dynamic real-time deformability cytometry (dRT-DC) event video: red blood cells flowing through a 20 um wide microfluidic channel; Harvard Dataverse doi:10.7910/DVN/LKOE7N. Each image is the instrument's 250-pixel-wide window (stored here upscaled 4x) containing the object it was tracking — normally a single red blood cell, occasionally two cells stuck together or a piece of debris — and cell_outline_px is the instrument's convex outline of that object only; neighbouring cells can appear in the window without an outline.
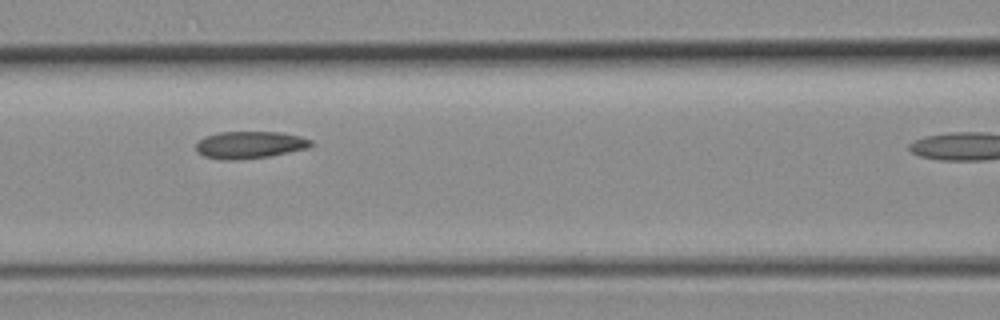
{"species": "common noctule bat (a hibernating species)", "species_latin": "Nyctalus noctula", "temperature_condition": "room temperature", "stored_images_in_passage": 12, "camera_frame_rate_fps": 3000, "um_per_image_px": 0.085, "animal": {"sex": "female", "body_mass_g": 19.3, "forearm_length_mm": 54.1}, "frame": {"image": 1, "passage_image": 9, "time_ms": 2.667, "image_size_px": [1000, 320], "cell_outline_px": [[312, 144], [308, 148], [272, 156], [236, 160], [224, 160], [204, 156], [196, 152], [196, 144], [200, 140], [208, 136], [220, 132], [280, 132], [300, 136], [312, 140]], "centroid_in_image_um": [21.25, 12.32], "position_along_channel_um": 145.4, "area_um2": 18.21}}